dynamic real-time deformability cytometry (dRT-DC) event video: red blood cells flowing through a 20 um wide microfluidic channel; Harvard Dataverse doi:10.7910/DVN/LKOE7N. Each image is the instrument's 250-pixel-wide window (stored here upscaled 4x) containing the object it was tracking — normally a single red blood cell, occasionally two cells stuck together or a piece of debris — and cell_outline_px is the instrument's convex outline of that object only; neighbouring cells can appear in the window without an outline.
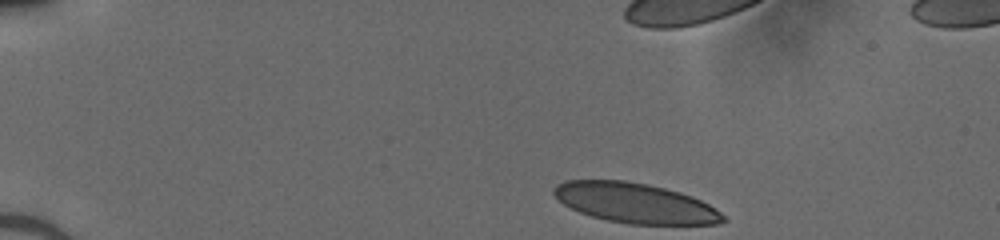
{"species": "human", "species_latin": "Homo sapiens", "temperature_condition": "cold", "stored_images_in_passage": 37, "camera_frame_rate_fps": 3000, "um_per_image_px": 0.085, "donor": {"sex": "male"}, "frame": {"image": 1, "passage_image": 1, "time_ms": 0.0, "image_size_px": [1000, 240], "cell_outline_px": [[728, 220], [720, 224], [628, 224], [608, 220], [592, 216], [580, 212], [564, 204], [552, 192], [552, 188], [556, 184], [564, 180], [624, 180], [648, 184], [680, 192], [692, 196], [708, 204], [720, 212]], "centroid_in_image_um": [53.99, 17.25], "position_along_channel_um": 31.0, "area_um2": 39.36}}